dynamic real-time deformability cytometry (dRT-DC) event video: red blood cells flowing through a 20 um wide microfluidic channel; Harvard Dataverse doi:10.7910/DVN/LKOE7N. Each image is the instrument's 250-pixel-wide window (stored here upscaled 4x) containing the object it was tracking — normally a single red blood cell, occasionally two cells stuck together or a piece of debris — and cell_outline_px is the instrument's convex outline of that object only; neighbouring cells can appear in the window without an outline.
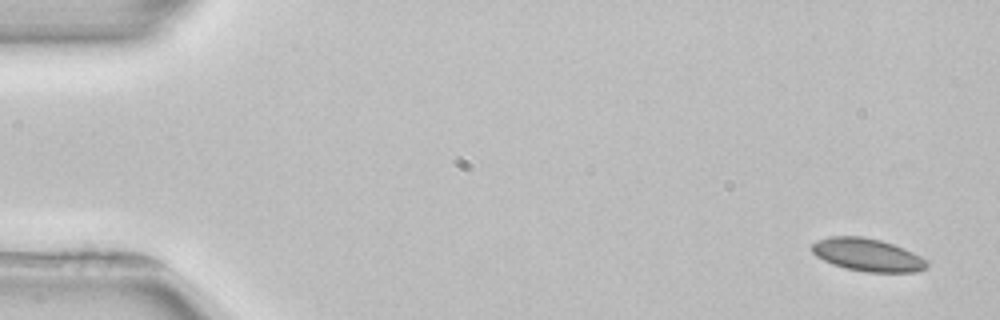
{"species": "common noctule bat (a hibernating species)", "species_latin": "Nyctalus noctula", "temperature_condition": "room temperature", "stored_images_in_passage": 4, "camera_frame_rate_fps": 3000, "um_per_image_px": 0.085, "animal": {"sex": "female", "body_mass_g": 22.7, "forearm_length_mm": 54.2}, "frame": {"image": 1, "passage_image": 1, "time_ms": 0.0, "image_size_px": [1000, 320], "cell_outline_px": [[928, 268], [916, 272], [864, 272], [844, 268], [832, 264], [816, 256], [812, 252], [812, 244], [816, 240], [828, 236], [864, 236], [880, 240], [904, 248], [920, 256], [928, 264]], "centroid_in_image_um": [73.71, 21.66], "position_along_channel_um": 11.3, "area_um2": 22.08}}
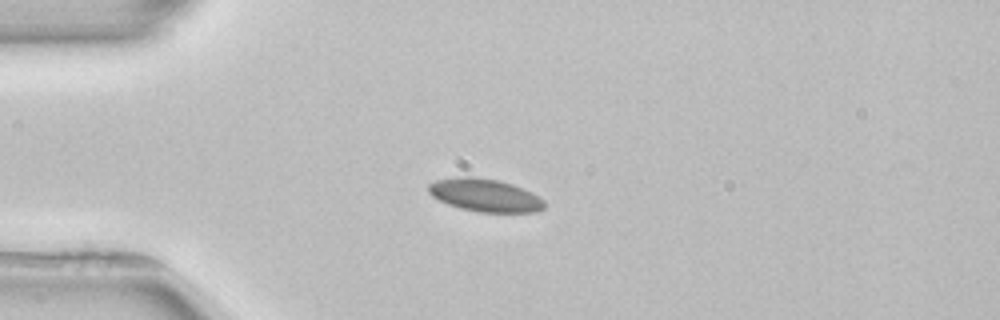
{"frame": {"image": 2, "passage_image": 3, "time_ms": 3.667, "image_size_px": [1000, 320], "cell_outline_px": [[544, 208], [536, 212], [480, 212], [460, 208], [448, 204], [432, 196], [428, 192], [428, 184], [436, 180], [456, 176], [476, 176], [500, 180], [512, 184], [532, 192], [544, 200]], "centroid_in_image_um": [41.21, 16.57], "position_along_channel_um": 43.8, "area_um2": 22.37}}